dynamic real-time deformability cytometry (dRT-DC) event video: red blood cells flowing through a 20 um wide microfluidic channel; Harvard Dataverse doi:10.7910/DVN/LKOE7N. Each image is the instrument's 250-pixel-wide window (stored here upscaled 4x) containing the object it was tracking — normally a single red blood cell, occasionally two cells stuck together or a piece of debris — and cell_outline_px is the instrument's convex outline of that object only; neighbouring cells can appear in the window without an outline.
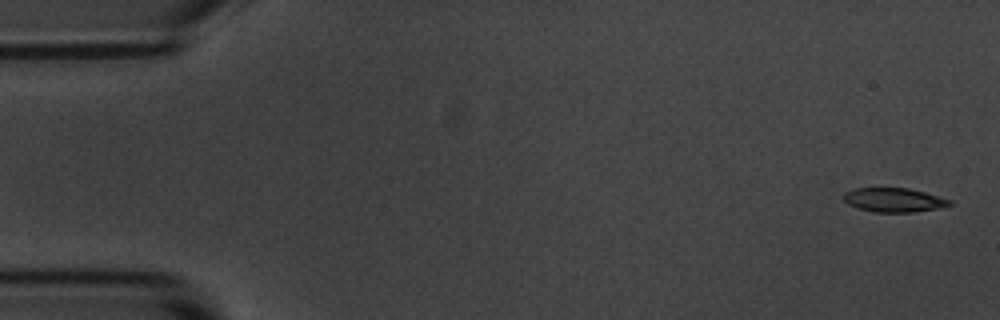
{"species": "common noctule bat (a hibernating species)", "species_latin": "Nyctalus noctula", "temperature_condition": "room temperature", "stored_images_in_passage": 4, "camera_frame_rate_fps": 3000, "um_per_image_px": 0.085, "animal": {"sex": "male", "body_mass_g": 20.1, "forearm_length_mm": 53.5}, "frame": {"image": 1, "passage_image": 1, "time_ms": 0.0, "image_size_px": [1000, 320], "cell_outline_px": [[952, 204], [936, 208], [912, 212], [872, 212], [848, 204], [844, 200], [844, 192], [856, 188], [908, 188], [924, 192], [952, 200]], "centroid_in_image_um": [75.96, 16.99], "position_along_channel_um": 9.0, "area_um2": 14.68}}
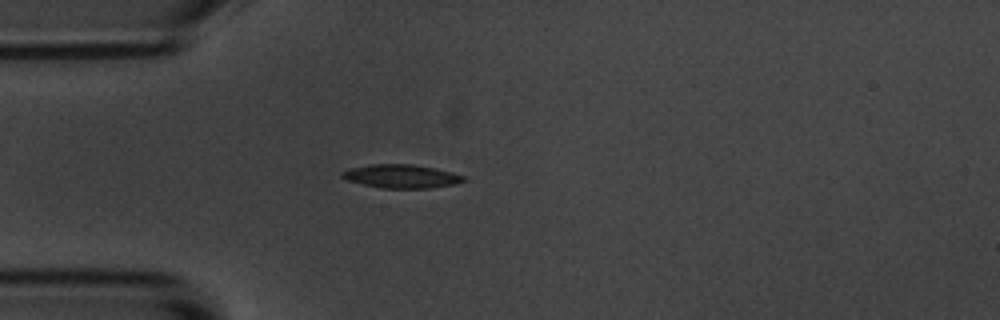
{"frame": {"image": 2, "passage_image": 4, "time_ms": 4.333, "image_size_px": [1000, 320], "cell_outline_px": [[468, 180], [456, 184], [432, 188], [384, 188], [364, 184], [348, 180], [340, 176], [340, 172], [348, 168], [372, 164], [412, 164], [436, 168], [452, 172], [464, 176]], "centroid_in_image_um": [34.14, 14.98], "position_along_channel_um": 50.9, "area_um2": 16.76}}